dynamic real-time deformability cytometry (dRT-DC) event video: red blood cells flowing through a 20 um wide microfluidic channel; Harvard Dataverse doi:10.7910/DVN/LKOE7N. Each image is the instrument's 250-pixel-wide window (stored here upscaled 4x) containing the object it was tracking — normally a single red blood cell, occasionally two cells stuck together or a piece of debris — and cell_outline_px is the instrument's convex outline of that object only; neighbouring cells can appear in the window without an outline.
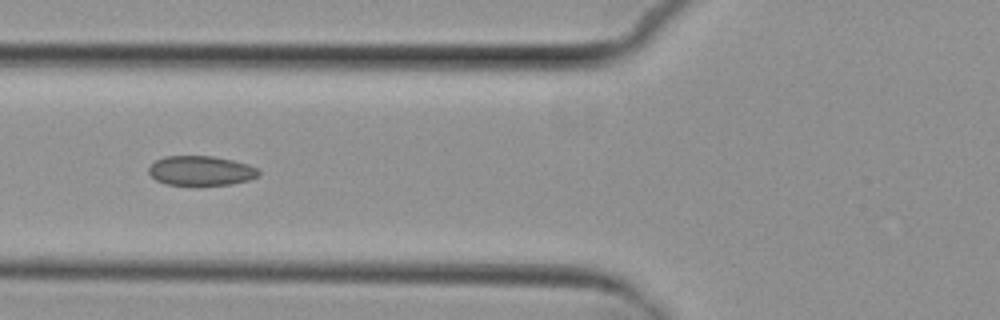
{"species": "common noctule bat (a hibernating species)", "species_latin": "Nyctalus noctula", "temperature_condition": "cold", "stored_images_in_passage": 9, "camera_frame_rate_fps": 3000, "um_per_image_px": 0.085, "animal": {"sex": "female", "body_mass_g": 29.2, "forearm_length_mm": 56.3}, "frame": {"image": 1, "passage_image": 6, "time_ms": 6.0, "image_size_px": [1000, 320], "cell_outline_px": [[260, 176], [248, 180], [232, 184], [192, 188], [164, 184], [156, 180], [148, 172], [148, 168], [156, 160], [164, 156], [212, 156], [232, 160], [248, 164], [260, 168]], "centroid_in_image_um": [17.09, 14.56], "position_along_channel_um": 108.7, "area_um2": 19.88}}
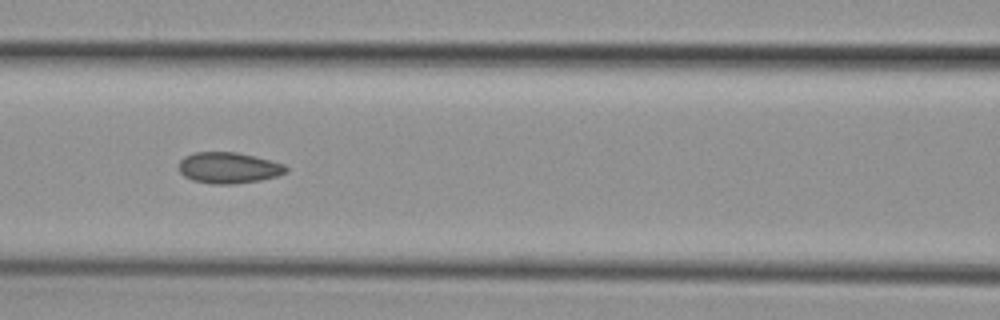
{"frame": {"image": 2, "passage_image": 7, "time_ms": 7.0, "image_size_px": [1000, 320], "cell_outline_px": [[288, 172], [276, 176], [260, 180], [236, 184], [212, 184], [192, 180], [184, 176], [176, 168], [180, 160], [184, 156], [196, 152], [236, 152], [284, 164], [288, 168]], "centroid_in_image_um": [19.39, 14.27], "position_along_channel_um": 147.2, "area_um2": 19.48}}
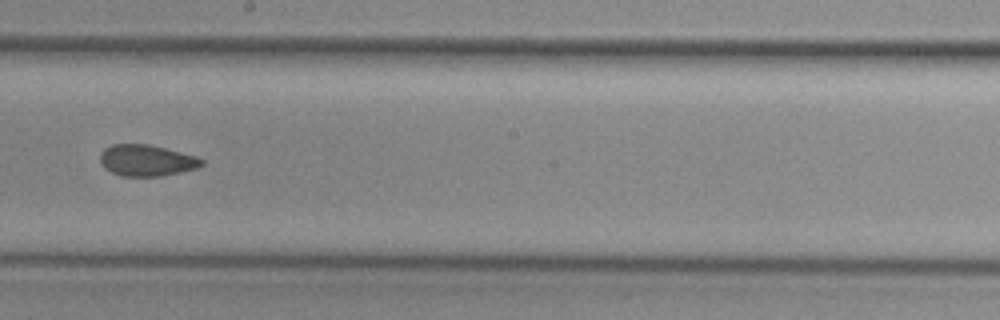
{"frame": {"image": 3, "passage_image": 9, "time_ms": 9.333, "image_size_px": [1000, 320], "cell_outline_px": [[204, 164], [200, 168], [160, 176], [120, 176], [104, 168], [100, 164], [100, 152], [104, 148], [112, 144], [148, 144], [196, 156], [204, 160]], "centroid_in_image_um": [12.45, 13.64], "position_along_channel_um": 235.8, "area_um2": 18.67}}